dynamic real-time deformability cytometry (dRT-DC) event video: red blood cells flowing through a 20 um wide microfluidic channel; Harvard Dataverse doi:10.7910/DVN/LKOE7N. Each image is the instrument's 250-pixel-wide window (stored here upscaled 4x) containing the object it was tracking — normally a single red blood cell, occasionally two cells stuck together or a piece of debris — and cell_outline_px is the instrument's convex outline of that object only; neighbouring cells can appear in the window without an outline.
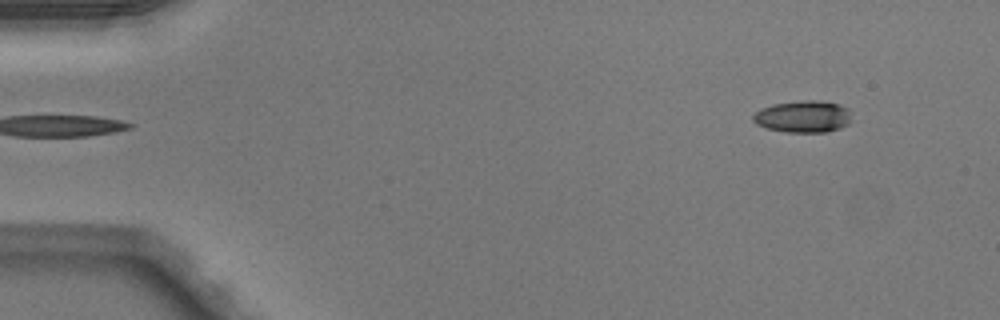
{"species": "Egyptian fruit bat (a non-hibernating species)", "species_latin": "Rousettus aegyptiacus", "temperature_condition": "warm", "stored_images_in_passage": 46, "camera_frame_rate_fps": 3000, "um_per_image_px": 0.085, "animal": {"sex": "male"}, "frame": {"image": 1, "passage_image": 1, "time_ms": 0.0, "image_size_px": [1000, 320], "cell_outline_px": [[848, 124], [840, 128], [828, 132], [784, 132], [768, 128], [756, 124], [752, 120], [752, 116], [760, 108], [772, 104], [804, 100], [820, 100], [840, 104], [848, 108]], "centroid_in_image_um": [68.23, 9.9], "position_along_channel_um": 16.8, "area_um2": 18.32}}
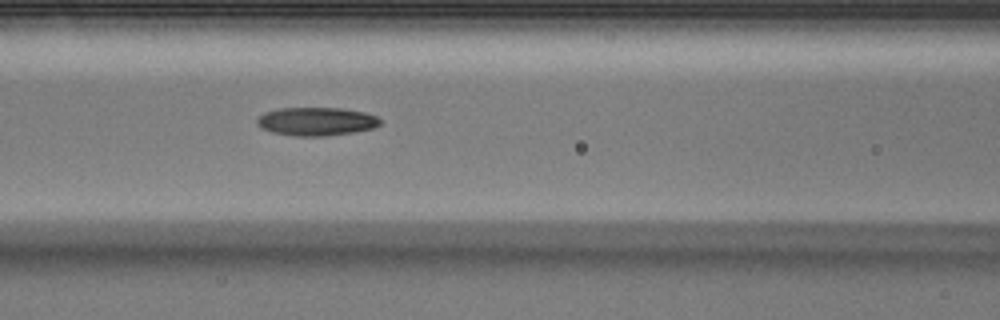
{"frame": {"image": 2, "passage_image": 18, "time_ms": 5.667, "image_size_px": [1000, 320], "cell_outline_px": [[380, 124], [372, 128], [352, 132], [324, 136], [292, 136], [272, 132], [260, 128], [256, 124], [256, 120], [264, 112], [280, 108], [340, 108], [364, 112], [376, 116], [380, 120]], "centroid_in_image_um": [26.84, 10.32], "position_along_channel_um": 139.8, "area_um2": 20.29}}
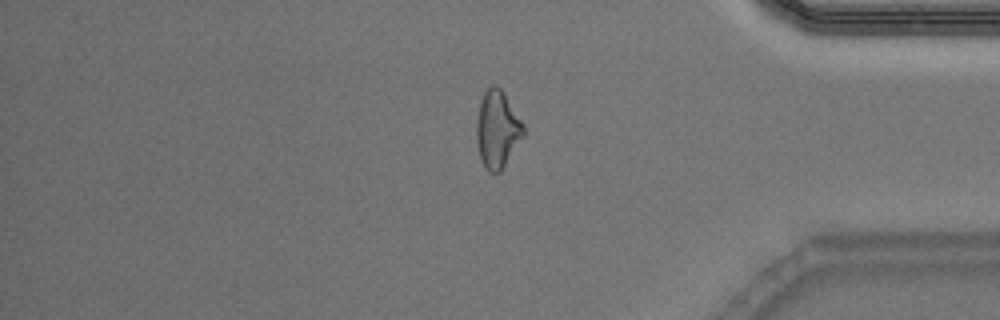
{"frame": {"image": 3, "passage_image": 38, "time_ms": 12.333, "image_size_px": [1000, 320], "cell_outline_px": [[524, 132], [500, 172], [488, 172], [484, 168], [480, 160], [476, 140], [476, 120], [480, 100], [484, 92], [492, 84], [496, 84], [504, 92], [524, 124]], "centroid_in_image_um": [42.23, 10.97], "position_along_channel_um": 393.0, "area_um2": 21.1}, "authors_computed_cell_mechanics": {"area_um2": 20.1144, "velocity_mm_per_s": 4.1122, "shape_relaxation_time_tau1_ms": null, "shape_relaxation_time_tau2_ms": 4.9376, "deformation_change_tau1": null, "deformation_change_tau2": 0.1454}}